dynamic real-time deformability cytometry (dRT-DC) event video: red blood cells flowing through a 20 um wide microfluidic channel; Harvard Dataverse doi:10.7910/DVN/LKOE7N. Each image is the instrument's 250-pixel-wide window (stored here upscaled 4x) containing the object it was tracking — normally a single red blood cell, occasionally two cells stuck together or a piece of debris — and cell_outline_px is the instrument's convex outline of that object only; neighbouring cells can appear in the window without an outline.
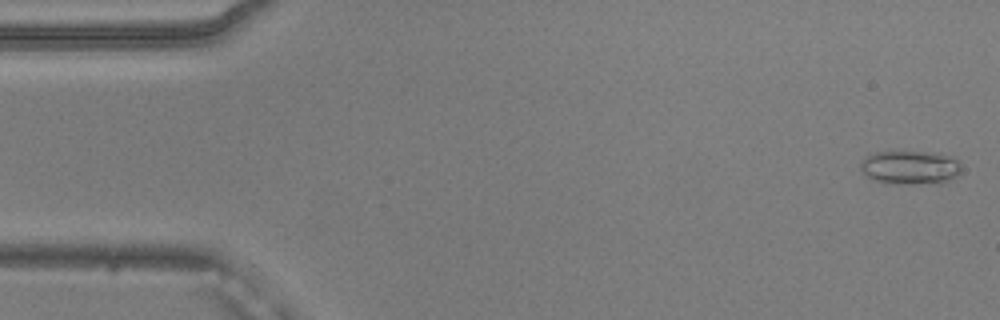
{"species": "common noctule bat (a hibernating species)", "species_latin": "Nyctalus noctula", "temperature_condition": "warm", "stored_images_in_passage": 25, "camera_frame_rate_fps": 3000, "um_per_image_px": 0.085, "animal": {"sex": "male", "body_mass_g": 20.5, "forearm_length_mm": 52.5}, "frame": {"image": 1, "passage_image": 1, "time_ms": 0.0, "image_size_px": [1000, 320], "cell_outline_px": [[960, 172], [956, 176], [940, 184], [884, 184], [868, 176], [860, 168], [860, 164], [868, 156], [876, 152], [924, 152], [952, 156], [960, 164]], "centroid_in_image_um": [77.38, 14.26], "position_along_channel_um": 7.6, "area_um2": 19.77}}
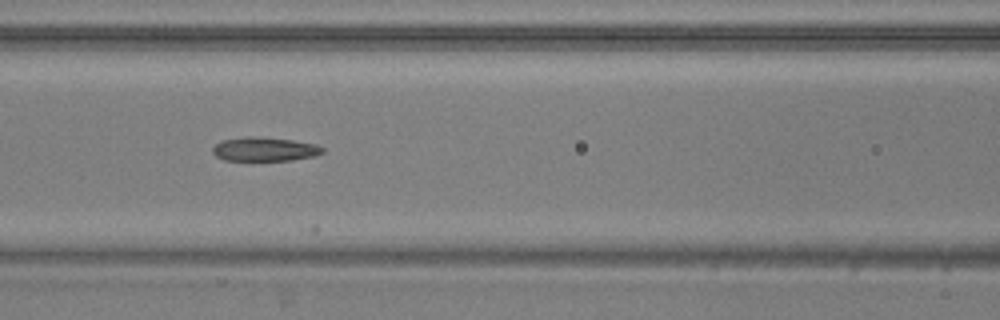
{"frame": {"image": 2, "passage_image": 21, "time_ms": 6.667, "image_size_px": [1000, 320], "cell_outline_px": [[324, 152], [316, 156], [292, 160], [224, 160], [216, 156], [212, 152], [212, 148], [216, 144], [224, 140], [244, 136], [260, 136], [292, 140], [316, 144], [324, 148]], "centroid_in_image_um": [22.51, 12.67], "position_along_channel_um": 144.1, "area_um2": 15.43}}
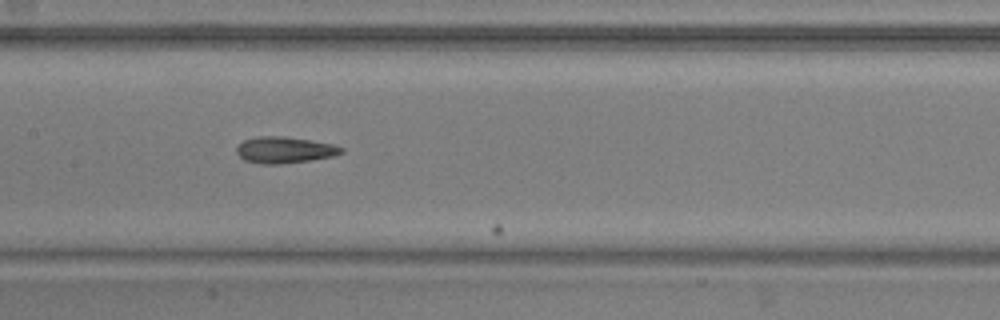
{"frame": {"image": 3, "passage_image": 24, "time_ms": 7.667, "image_size_px": [1000, 320], "cell_outline_px": [[344, 152], [332, 156], [308, 160], [280, 164], [260, 164], [244, 160], [236, 152], [236, 148], [244, 140], [256, 136], [284, 136], [332, 144], [344, 148]], "centroid_in_image_um": [24.16, 12.74], "position_along_channel_um": 183.2, "area_um2": 15.95}}